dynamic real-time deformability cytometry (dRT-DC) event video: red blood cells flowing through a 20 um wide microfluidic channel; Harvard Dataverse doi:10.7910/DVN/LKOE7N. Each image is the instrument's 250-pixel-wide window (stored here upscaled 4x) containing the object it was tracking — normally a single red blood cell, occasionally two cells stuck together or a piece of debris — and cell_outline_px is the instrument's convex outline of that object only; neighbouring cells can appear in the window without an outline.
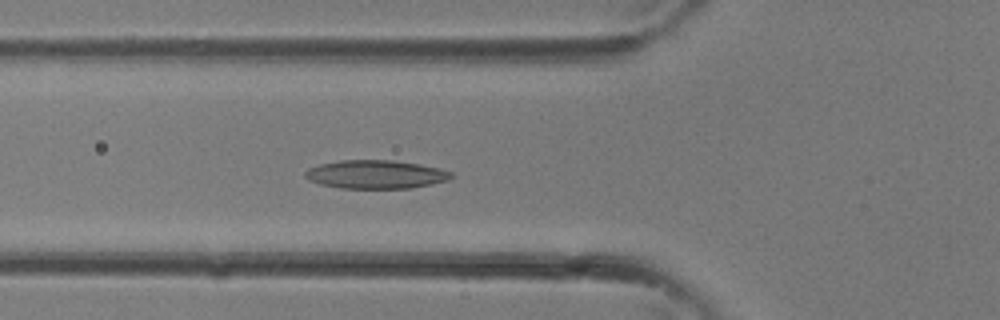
{"species": "common noctule bat (a hibernating species)", "species_latin": "Nyctalus noctula", "temperature_condition": "room temperature", "stored_images_in_passage": 32, "camera_frame_rate_fps": 3000, "um_per_image_px": 0.085, "animal": {"sex": "female"}, "frame": {"image": 1, "passage_image": 11, "time_ms": 3.333, "image_size_px": [1000, 320], "cell_outline_px": [[452, 176], [448, 180], [432, 184], [408, 188], [340, 188], [320, 184], [308, 180], [304, 176], [304, 172], [308, 168], [320, 164], [340, 160], [392, 160], [420, 164], [440, 168], [452, 172]], "centroid_in_image_um": [31.92, 14.82], "position_along_channel_um": 93.9, "area_um2": 24.28}}
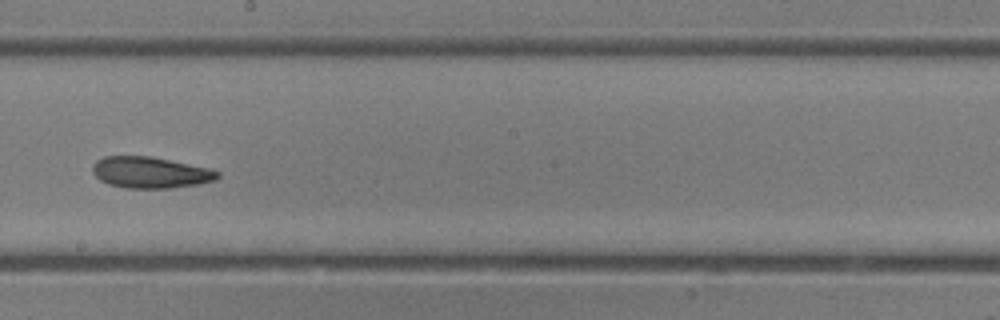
{"frame": {"image": 2, "passage_image": 18, "time_ms": 5.667, "image_size_px": [1000, 320], "cell_outline_px": [[220, 176], [216, 180], [200, 184], [172, 188], [124, 188], [108, 184], [100, 180], [92, 172], [92, 164], [96, 160], [104, 156], [152, 156], [208, 168], [220, 172]], "centroid_in_image_um": [12.77, 14.66], "position_along_channel_um": 235.4, "area_um2": 23.0}}
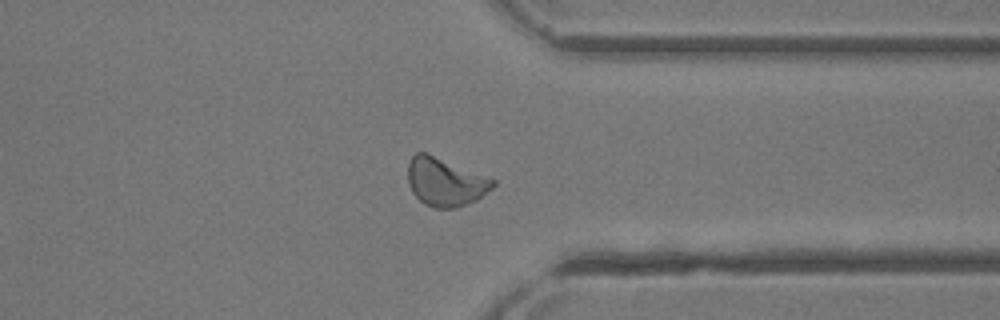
{"frame": {"image": 3, "passage_image": 25, "time_ms": 8.0, "image_size_px": [1000, 320], "cell_outline_px": [[496, 184], [492, 188], [476, 200], [456, 208], [436, 208], [424, 204], [412, 192], [408, 184], [408, 160], [416, 152], [428, 152], [496, 180]], "centroid_in_image_um": [37.82, 15.45], "position_along_channel_um": 373.6, "area_um2": 24.04}}